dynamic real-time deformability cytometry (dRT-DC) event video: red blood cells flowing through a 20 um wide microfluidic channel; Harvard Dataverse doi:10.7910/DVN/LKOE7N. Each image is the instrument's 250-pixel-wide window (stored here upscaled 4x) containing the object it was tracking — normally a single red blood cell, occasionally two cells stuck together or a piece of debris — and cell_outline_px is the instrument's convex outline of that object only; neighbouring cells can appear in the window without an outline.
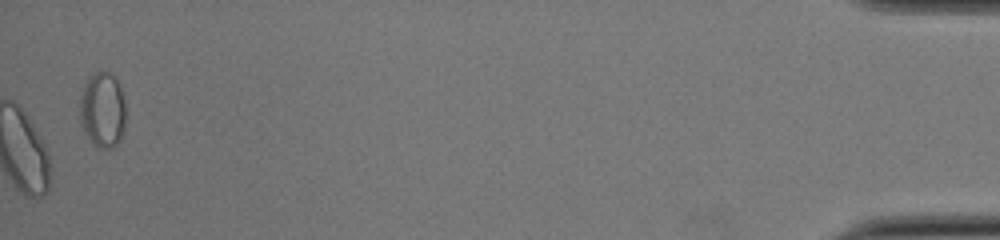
{"species": "common noctule bat (a hibernating species)", "species_latin": "Nyctalus noctula", "temperature_condition": "cold", "stored_images_in_passage": 37, "camera_frame_rate_fps": 3000, "um_per_image_px": 0.085, "animal": {"sex": "female", "body_mass_g": 22.0, "forearm_length_mm": 56.7}, "frame": {"image": 1, "passage_image": 37, "time_ms": 12.0, "image_size_px": [1000, 240], "cell_outline_px": [[124, 132], [120, 140], [112, 148], [100, 148], [84, 132], [80, 124], [80, 92], [88, 76], [96, 72], [108, 72], [116, 80], [120, 88], [124, 100]], "centroid_in_image_um": [8.7, 9.34], "position_along_channel_um": 426.5, "area_um2": 20.06}}